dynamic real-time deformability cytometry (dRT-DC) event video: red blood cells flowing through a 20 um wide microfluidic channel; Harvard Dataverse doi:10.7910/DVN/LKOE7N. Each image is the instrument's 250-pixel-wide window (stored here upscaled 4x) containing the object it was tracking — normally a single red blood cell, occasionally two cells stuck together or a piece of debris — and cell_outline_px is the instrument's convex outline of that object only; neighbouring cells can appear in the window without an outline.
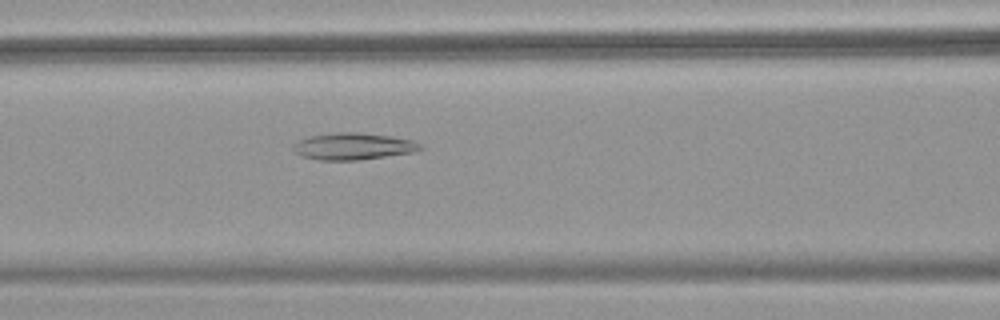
{"species": "common noctule bat (a hibernating species)", "species_latin": "Nyctalus noctula", "temperature_condition": "warm", "stored_images_in_passage": 53, "camera_frame_rate_fps": 3000, "um_per_image_px": 0.085, "animal": {"sex": "female", "body_mass_g": 18.4}, "frame": {"image": 1, "passage_image": 23, "time_ms": 7.333, "image_size_px": [1000, 320], "cell_outline_px": [[424, 148], [416, 152], [360, 160], [320, 160], [300, 156], [292, 148], [292, 144], [308, 136], [336, 132], [360, 132], [388, 136], [412, 140], [420, 144]], "centroid_in_image_um": [30.02, 12.44], "position_along_channel_um": 136.6, "area_um2": 20.0}}
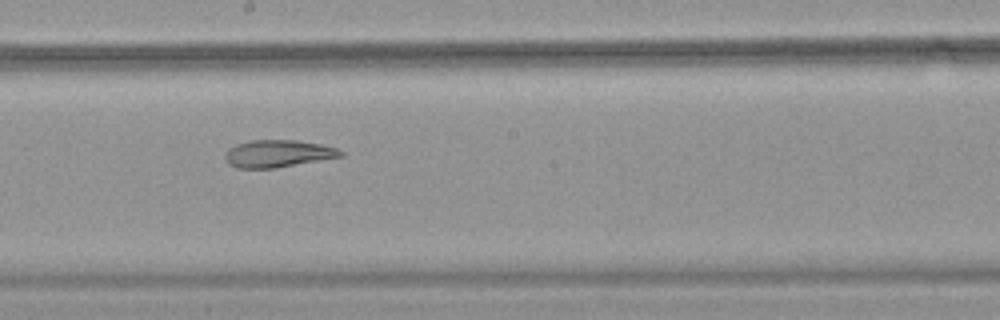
{"frame": {"image": 2, "passage_image": 30, "time_ms": 9.667, "image_size_px": [1000, 320], "cell_outline_px": [[344, 156], [276, 168], [236, 168], [228, 164], [224, 160], [224, 152], [228, 148], [236, 144], [252, 140], [296, 140], [320, 144], [336, 148], [344, 152]], "centroid_in_image_um": [23.58, 13.06], "position_along_channel_um": 224.6, "area_um2": 18.55}}
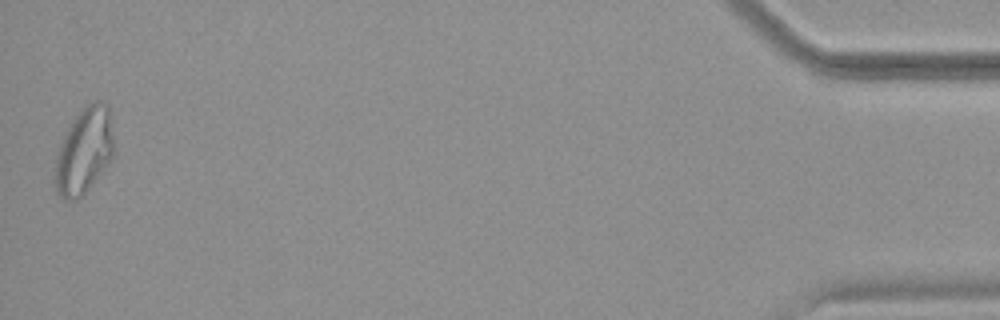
{"frame": {"image": 3, "passage_image": 53, "time_ms": 17.333, "image_size_px": [1000, 320], "cell_outline_px": [[116, 152], [88, 188], [76, 200], [64, 200], [56, 192], [52, 184], [52, 176], [56, 152], [72, 120], [84, 104], [96, 100], [104, 100], [108, 104]], "centroid_in_image_um": [7.12, 12.8], "position_along_channel_um": 428.1, "area_um2": 30.17}, "authors_computed_cell_mechanics": {"area_um2": 24.2182, "velocity_mm_per_s": 3.7927, "shape_relaxation_time_tau1_ms": null, "shape_relaxation_time_tau2_ms": 4.7248, "deformation_change_tau1": null, "deformation_change_tau2": 0.1361}}